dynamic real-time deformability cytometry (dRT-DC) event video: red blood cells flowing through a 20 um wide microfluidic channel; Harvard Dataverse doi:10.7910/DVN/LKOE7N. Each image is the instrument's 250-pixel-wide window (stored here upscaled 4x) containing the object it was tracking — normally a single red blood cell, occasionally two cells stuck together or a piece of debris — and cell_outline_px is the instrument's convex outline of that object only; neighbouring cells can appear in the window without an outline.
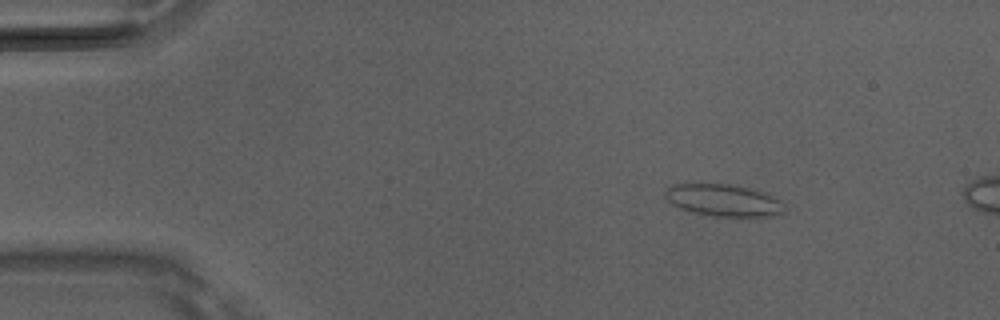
{"species": "Egyptian fruit bat (a non-hibernating species)", "species_latin": "Rousettus aegyptiacus", "temperature_condition": "room temperature", "stored_images_in_passage": 6, "camera_frame_rate_fps": 3000, "um_per_image_px": 0.085, "animal": {"sex": "male"}, "frame": {"image": 1, "passage_image": 1, "time_ms": 0.0, "image_size_px": [1000, 320], "cell_outline_px": [[784, 212], [772, 216], [704, 216], [688, 212], [672, 204], [664, 196], [664, 192], [672, 184], [728, 184], [756, 188], [780, 200]], "centroid_in_image_um": [61.46, 17.02], "position_along_channel_um": 23.5, "area_um2": 22.48}}